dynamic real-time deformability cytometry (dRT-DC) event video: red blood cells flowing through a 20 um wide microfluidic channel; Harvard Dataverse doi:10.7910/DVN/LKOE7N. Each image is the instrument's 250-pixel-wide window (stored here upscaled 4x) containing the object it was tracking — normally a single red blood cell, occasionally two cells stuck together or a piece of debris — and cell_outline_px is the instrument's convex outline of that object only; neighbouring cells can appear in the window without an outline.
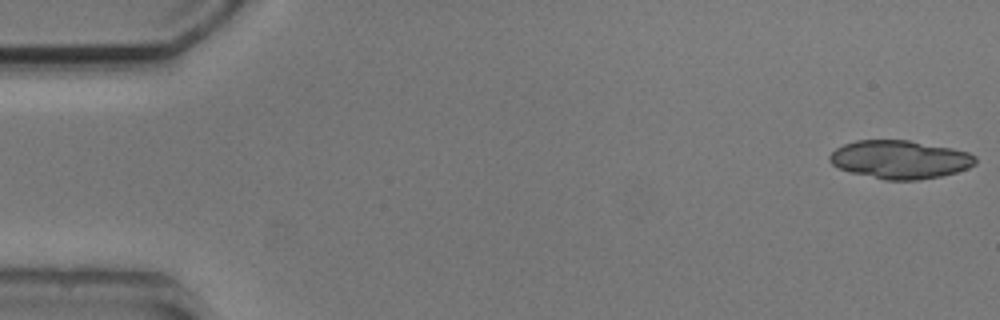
{"species": "common noctule bat (a hibernating species)", "species_latin": "Nyctalus noctula", "temperature_condition": "cold", "stored_images_in_passage": 5, "camera_frame_rate_fps": 3000, "um_per_image_px": 0.085, "animal": {"sex": "male", "body_mass_g": 20.5, "forearm_length_mm": 52.5}, "frame": {"image": 1, "passage_image": 1, "time_ms": 0.0, "image_size_px": [1000, 320], "cell_outline_px": [[976, 164], [968, 168], [956, 172], [940, 176], [916, 180], [884, 180], [848, 172], [832, 164], [828, 160], [828, 156], [836, 148], [844, 144], [856, 140], [908, 140], [952, 148], [968, 152], [976, 156]], "centroid_in_image_um": [76.48, 13.56], "position_along_channel_um": 8.5, "area_um2": 32.66}}